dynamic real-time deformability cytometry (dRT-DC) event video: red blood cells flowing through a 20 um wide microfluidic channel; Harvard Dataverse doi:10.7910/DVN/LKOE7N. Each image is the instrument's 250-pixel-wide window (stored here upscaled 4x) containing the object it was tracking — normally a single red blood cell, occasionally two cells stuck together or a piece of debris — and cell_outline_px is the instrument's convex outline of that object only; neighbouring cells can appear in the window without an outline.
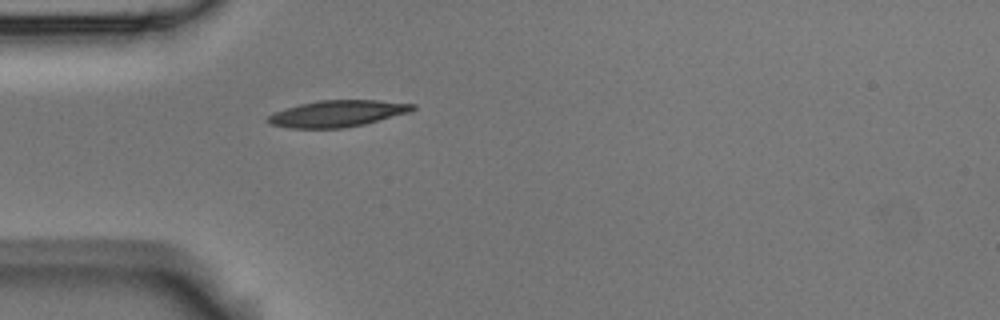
{"species": "Egyptian fruit bat (a non-hibernating species)", "species_latin": "Rousettus aegyptiacus", "temperature_condition": "room temperature", "stored_images_in_passage": 39, "camera_frame_rate_fps": 3000, "um_per_image_px": 0.085, "animal": {"sex": "male"}, "frame": {"image": 1, "passage_image": 1, "time_ms": 0.0, "image_size_px": [1000, 320], "cell_outline_px": [[416, 108], [412, 112], [364, 124], [344, 128], [288, 128], [268, 124], [264, 120], [272, 112], [300, 104], [320, 100], [380, 100], [416, 104]], "centroid_in_image_um": [28.67, 9.65], "position_along_channel_um": 56.3, "area_um2": 22.66}}
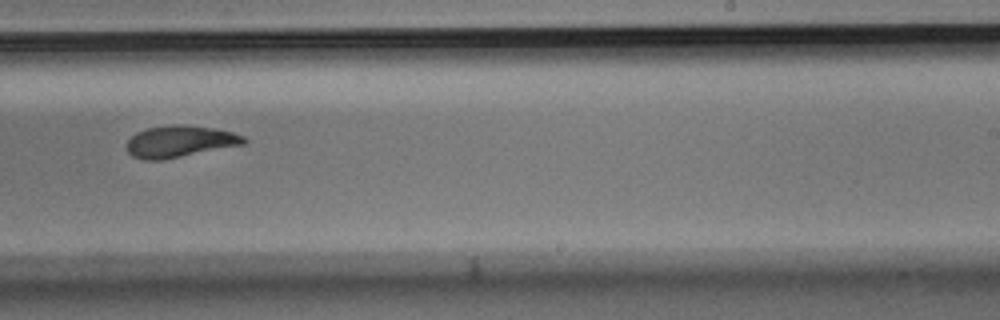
{"frame": {"image": 2, "passage_image": 19, "time_ms": 6.0, "image_size_px": [1000, 320], "cell_outline_px": [[248, 140], [244, 144], [164, 160], [144, 160], [132, 156], [128, 152], [128, 140], [136, 132], [148, 128], [172, 124], [184, 124], [212, 128], [232, 132], [244, 136]], "centroid_in_image_um": [15.29, 12.02], "position_along_channel_um": 273.7, "area_um2": 21.62}}
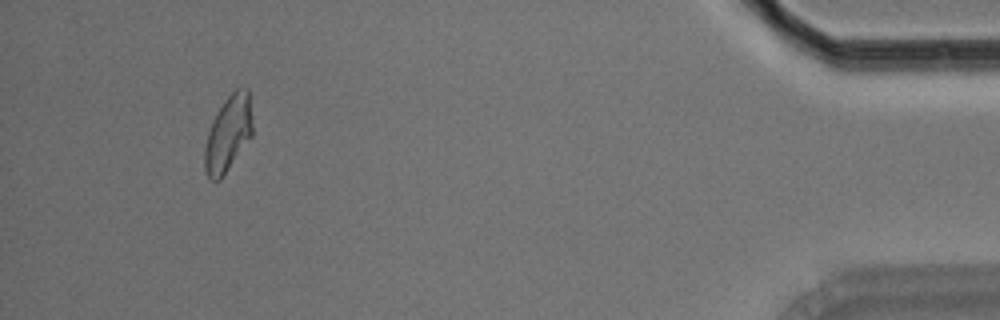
{"frame": {"image": 3, "passage_image": 36, "time_ms": 11.667, "image_size_px": [1000, 320], "cell_outline_px": [[252, 136], [220, 180], [208, 180], [204, 168], [204, 148], [208, 132], [224, 100], [236, 88], [248, 88], [252, 116]], "centroid_in_image_um": [19.4, 11.38], "position_along_channel_um": 415.8, "area_um2": 20.98}, "authors_computed_cell_mechanics": {"area_um2": 21.5016, "velocity_mm_per_s": 3.7053, "shape_relaxation_time_tau1_ms": 6.7076, "shape_relaxation_time_tau2_ms": 2.1856, "deformation_change_tau1": 0.1772, "deformation_change_tau2": 0.0756}}